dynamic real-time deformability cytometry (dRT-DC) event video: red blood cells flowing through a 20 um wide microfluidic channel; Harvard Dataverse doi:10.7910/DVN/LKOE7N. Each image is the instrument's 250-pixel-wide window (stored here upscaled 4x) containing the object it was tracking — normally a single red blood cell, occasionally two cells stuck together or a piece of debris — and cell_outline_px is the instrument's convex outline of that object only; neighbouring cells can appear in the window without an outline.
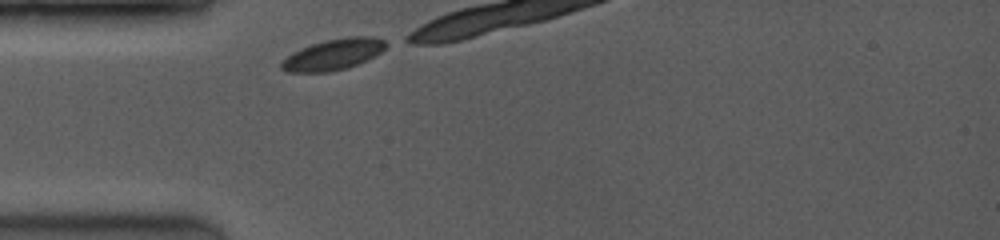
{"species": "common noctule bat (a hibernating species)", "species_latin": "Nyctalus noctula", "temperature_condition": "room temperature", "stored_images_in_passage": 4, "camera_frame_rate_fps": 3500, "um_per_image_px": 0.085, "animal": {"sex": "female", "body_mass_g": 19.0, "forearm_length_mm": 53.3}, "frame": {"image": 1, "passage_image": 1, "time_ms": 0.0, "image_size_px": [1000, 240], "cell_outline_px": [[388, 44], [380, 52], [356, 64], [344, 68], [328, 72], [288, 72], [280, 68], [280, 64], [292, 52], [300, 48], [324, 40], [348, 36], [372, 36], [384, 40]], "centroid_in_image_um": [28.3, 4.61], "position_along_channel_um": 56.7, "area_um2": 18.61}}